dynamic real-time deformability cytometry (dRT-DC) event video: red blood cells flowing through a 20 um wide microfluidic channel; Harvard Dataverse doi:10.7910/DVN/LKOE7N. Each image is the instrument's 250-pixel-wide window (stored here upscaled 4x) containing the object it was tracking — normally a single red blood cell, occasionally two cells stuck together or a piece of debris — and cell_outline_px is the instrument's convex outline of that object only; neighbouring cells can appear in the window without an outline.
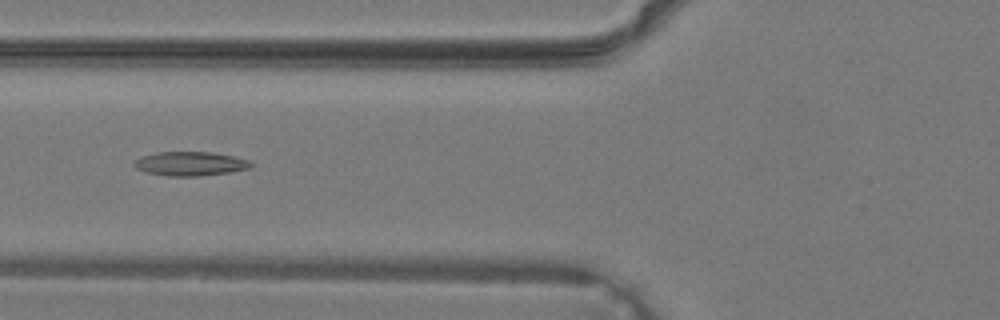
{"species": "common noctule bat (a hibernating species)", "species_latin": "Nyctalus noctula", "temperature_condition": "warm", "stored_images_in_passage": 28, "camera_frame_rate_fps": 3000, "um_per_image_px": 0.085, "animal": {"sex": "male", "body_mass_g": 19.2, "forearm_length_mm": 51.8}, "frame": {"image": 1, "passage_image": 5, "time_ms": 1.333, "image_size_px": [1000, 320], "cell_outline_px": [[252, 164], [248, 168], [232, 172], [200, 176], [168, 176], [148, 172], [136, 168], [132, 164], [136, 160], [144, 156], [156, 152], [212, 152], [232, 156], [248, 160]], "centroid_in_image_um": [16.17, 13.92], "position_along_channel_um": 109.6, "area_um2": 16.18}}
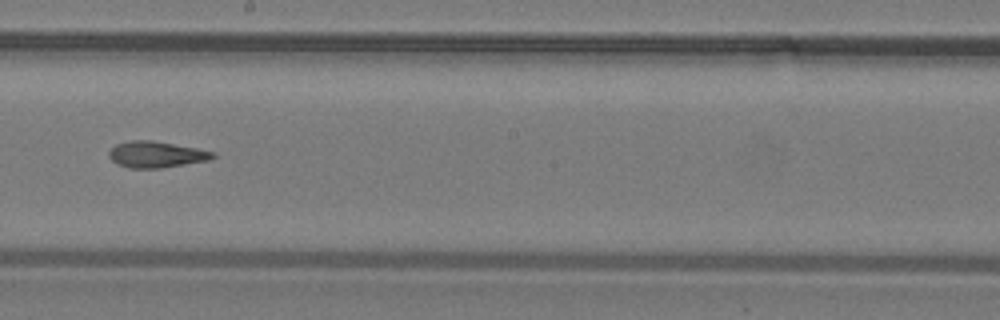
{"frame": {"image": 2, "passage_image": 12, "time_ms": 3.667, "image_size_px": [1000, 320], "cell_outline_px": [[216, 156], [208, 160], [160, 168], [128, 168], [116, 164], [108, 156], [108, 152], [116, 144], [128, 140], [152, 140], [196, 148], [216, 152]], "centroid_in_image_um": [13.24, 13.12], "position_along_channel_um": 235.0, "area_um2": 15.9}}
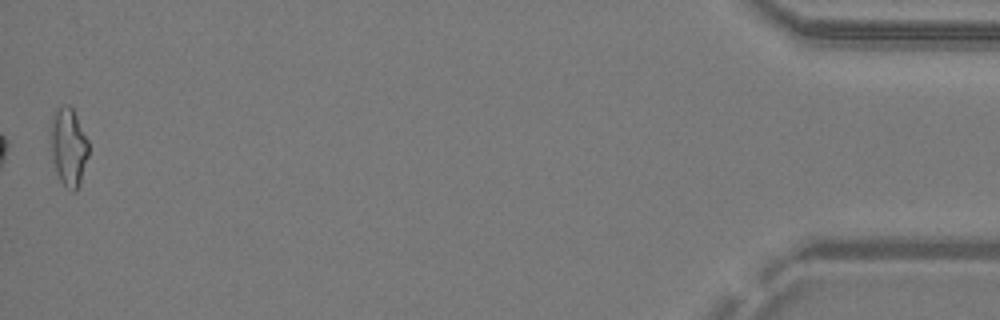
{"frame": {"image": 3, "passage_image": 28, "time_ms": 9.0, "image_size_px": [1000, 320], "cell_outline_px": [[88, 156], [76, 192], [72, 192], [60, 180], [56, 172], [52, 160], [52, 116], [64, 104], [68, 104], [72, 108], [88, 140]], "centroid_in_image_um": [5.84, 12.51], "position_along_channel_um": 429.4, "area_um2": 16.7}}